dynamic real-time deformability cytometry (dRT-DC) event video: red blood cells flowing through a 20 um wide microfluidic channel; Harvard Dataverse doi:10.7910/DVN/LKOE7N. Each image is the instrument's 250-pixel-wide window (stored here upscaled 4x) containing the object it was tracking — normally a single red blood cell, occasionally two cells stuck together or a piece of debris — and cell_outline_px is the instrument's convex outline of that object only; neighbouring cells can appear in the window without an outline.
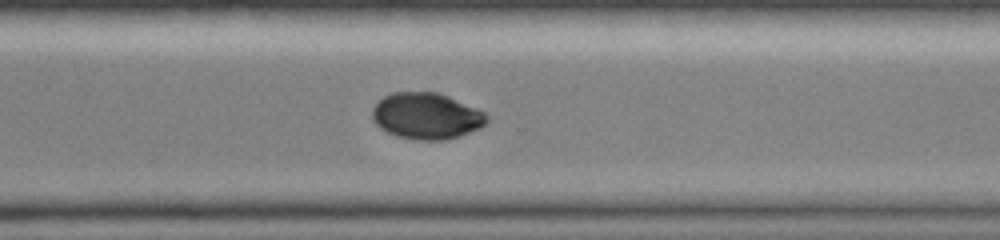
{"species": "common noctule bat (a hibernating species)", "species_latin": "Nyctalus noctula", "temperature_condition": "room temperature", "stored_images_in_passage": 47, "camera_frame_rate_fps": 3000, "um_per_image_px": 0.085, "animal": {"sex": "female", "body_mass_g": 19.0, "forearm_length_mm": 51.5}, "frame": {"image": 1, "passage_image": 34, "time_ms": 11.0, "image_size_px": [1000, 240], "cell_outline_px": [[488, 120], [480, 128], [460, 136], [444, 140], [416, 140], [400, 136], [388, 132], [380, 128], [372, 120], [372, 108], [384, 96], [392, 92], [440, 92], [476, 108], [484, 112], [488, 116]], "centroid_in_image_um": [36.25, 9.85], "position_along_channel_um": 334.4, "area_um2": 30.92}}
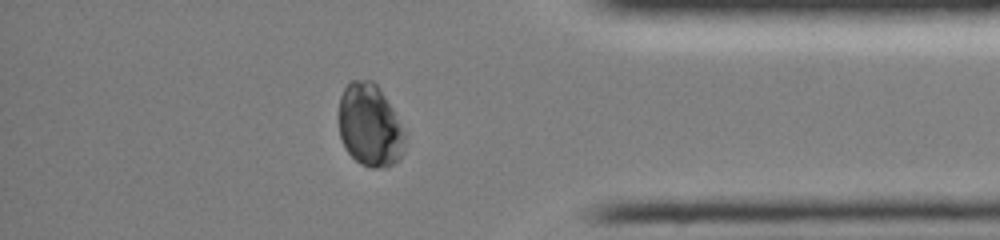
{"frame": {"image": 2, "passage_image": 40, "time_ms": 13.0, "image_size_px": [1000, 240], "cell_outline_px": [[404, 152], [400, 160], [392, 164], [376, 168], [372, 168], [360, 164], [348, 152], [340, 136], [340, 96], [344, 88], [352, 80], [372, 80], [380, 88], [392, 108], [404, 132]], "centroid_in_image_um": [31.44, 10.66], "position_along_channel_um": 403.8, "area_um2": 31.5}}